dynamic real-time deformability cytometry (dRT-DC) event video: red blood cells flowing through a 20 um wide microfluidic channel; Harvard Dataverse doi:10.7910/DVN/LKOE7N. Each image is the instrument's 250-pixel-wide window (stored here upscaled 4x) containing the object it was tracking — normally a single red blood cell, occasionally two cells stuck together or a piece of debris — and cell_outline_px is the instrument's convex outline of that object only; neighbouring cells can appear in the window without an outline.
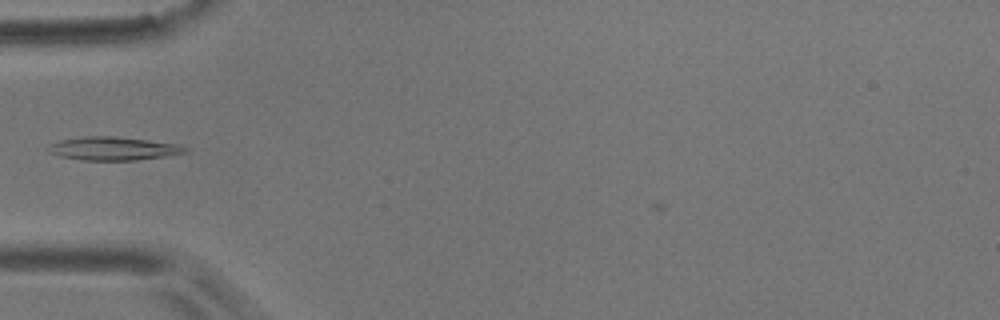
{"species": "common noctule bat (a hibernating species)", "species_latin": "Nyctalus noctula", "temperature_condition": "room temperature", "stored_images_in_passage": 1, "camera_frame_rate_fps": 3000, "um_per_image_px": 0.085, "animal": {"sex": "male", "body_mass_g": 17.9}, "frame": {"image": 1, "passage_image": 1, "time_ms": 0.0, "image_size_px": [1000, 320], "cell_outline_px": [[188, 152], [164, 156], [136, 160], [80, 160], [60, 156], [52, 152], [48, 148], [52, 144], [60, 140], [88, 136], [116, 136], [148, 140], [176, 144], [188, 148]], "centroid_in_image_um": [9.66, 12.62], "position_along_channel_um": 75.3, "area_um2": 18.32}}